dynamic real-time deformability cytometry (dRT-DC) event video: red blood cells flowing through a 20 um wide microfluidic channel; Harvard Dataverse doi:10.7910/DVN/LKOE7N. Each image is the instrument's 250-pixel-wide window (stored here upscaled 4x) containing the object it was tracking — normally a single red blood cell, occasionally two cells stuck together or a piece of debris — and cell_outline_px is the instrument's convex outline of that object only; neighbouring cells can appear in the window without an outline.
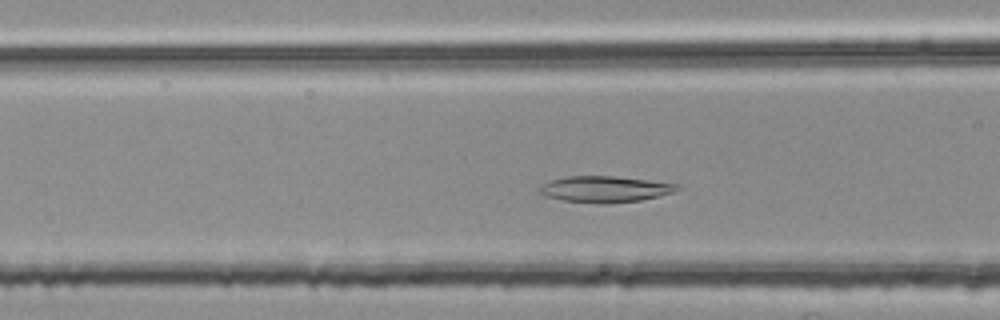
{"species": "common noctule bat (a hibernating species)", "species_latin": "Nyctalus noctula", "temperature_condition": "room temperature", "stored_images_in_passage": 43, "camera_frame_rate_fps": 3000, "um_per_image_px": 0.085, "animal": {"sex": "female", "body_mass_g": 25.1}, "frame": {"image": 1, "passage_image": 15, "time_ms": 4.667, "image_size_px": [1000, 320], "cell_outline_px": [[680, 188], [672, 192], [660, 196], [640, 200], [608, 204], [604, 204], [564, 200], [544, 196], [540, 192], [540, 188], [544, 184], [552, 180], [568, 176], [612, 176], [648, 180], [680, 184]], "centroid_in_image_um": [51.46, 16.08], "position_along_channel_um": 115.1, "area_um2": 20.81}}
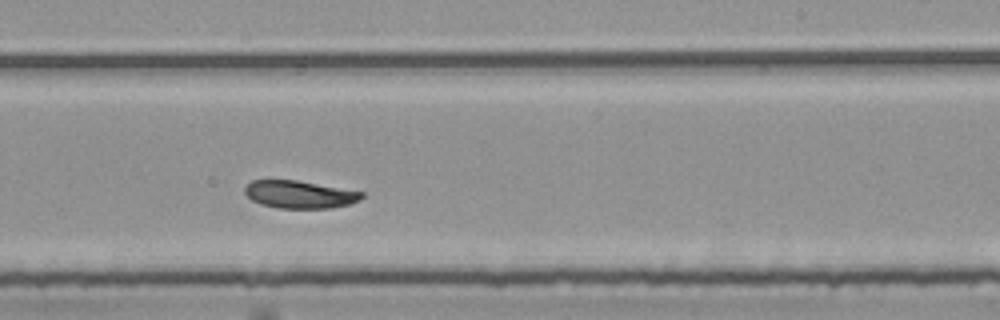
{"frame": {"image": 2, "passage_image": 27, "time_ms": 8.667, "image_size_px": [1000, 320], "cell_outline_px": [[364, 196], [360, 200], [352, 204], [332, 208], [276, 208], [260, 204], [252, 200], [244, 192], [244, 188], [252, 180], [296, 180], [364, 192]], "centroid_in_image_um": [25.49, 16.53], "position_along_channel_um": 263.5, "area_um2": 18.9}}
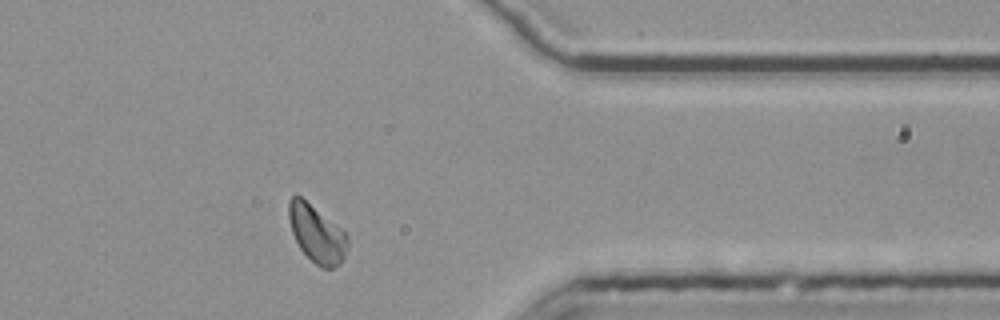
{"frame": {"image": 3, "passage_image": 38, "time_ms": 12.333, "image_size_px": [1000, 320], "cell_outline_px": [[348, 244], [344, 256], [340, 264], [332, 268], [320, 268], [300, 248], [292, 232], [288, 216], [288, 200], [292, 196], [300, 196], [340, 228], [348, 236]], "centroid_in_image_um": [26.91, 19.88], "position_along_channel_um": 384.5, "area_um2": 19.25}, "authors_computed_cell_mechanics": {"area_um2": 19.8832, "velocity_mm_per_s": 3.7253, "shape_relaxation_time_tau1_ms": 2.8201, "shape_relaxation_time_tau2_ms": 4.4355, "deformation_change_tau1": 0.119, "deformation_change_tau2": 0.0806}}